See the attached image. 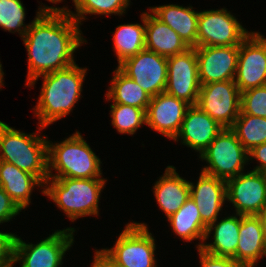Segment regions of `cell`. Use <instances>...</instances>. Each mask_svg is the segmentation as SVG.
<instances>
[{
	"instance_id": "cell-36",
	"label": "cell",
	"mask_w": 266,
	"mask_h": 267,
	"mask_svg": "<svg viewBox=\"0 0 266 267\" xmlns=\"http://www.w3.org/2000/svg\"><path fill=\"white\" fill-rule=\"evenodd\" d=\"M259 161V165L254 167L253 171L263 172L266 170V143L254 146L248 151V161L251 159Z\"/></svg>"
},
{
	"instance_id": "cell-32",
	"label": "cell",
	"mask_w": 266,
	"mask_h": 267,
	"mask_svg": "<svg viewBox=\"0 0 266 267\" xmlns=\"http://www.w3.org/2000/svg\"><path fill=\"white\" fill-rule=\"evenodd\" d=\"M239 114L266 118V85L241 92Z\"/></svg>"
},
{
	"instance_id": "cell-37",
	"label": "cell",
	"mask_w": 266,
	"mask_h": 267,
	"mask_svg": "<svg viewBox=\"0 0 266 267\" xmlns=\"http://www.w3.org/2000/svg\"><path fill=\"white\" fill-rule=\"evenodd\" d=\"M95 257L92 267H116L114 262L107 256L103 250H95Z\"/></svg>"
},
{
	"instance_id": "cell-31",
	"label": "cell",
	"mask_w": 266,
	"mask_h": 267,
	"mask_svg": "<svg viewBox=\"0 0 266 267\" xmlns=\"http://www.w3.org/2000/svg\"><path fill=\"white\" fill-rule=\"evenodd\" d=\"M25 15L21 0H0V27L3 30L11 33L17 31L23 38L31 25L30 23L24 24Z\"/></svg>"
},
{
	"instance_id": "cell-33",
	"label": "cell",
	"mask_w": 266,
	"mask_h": 267,
	"mask_svg": "<svg viewBox=\"0 0 266 267\" xmlns=\"http://www.w3.org/2000/svg\"><path fill=\"white\" fill-rule=\"evenodd\" d=\"M201 267H245L234 258L218 257L198 249Z\"/></svg>"
},
{
	"instance_id": "cell-14",
	"label": "cell",
	"mask_w": 266,
	"mask_h": 267,
	"mask_svg": "<svg viewBox=\"0 0 266 267\" xmlns=\"http://www.w3.org/2000/svg\"><path fill=\"white\" fill-rule=\"evenodd\" d=\"M226 194L236 214H259L266 207V181L263 173L252 170L226 180Z\"/></svg>"
},
{
	"instance_id": "cell-41",
	"label": "cell",
	"mask_w": 266,
	"mask_h": 267,
	"mask_svg": "<svg viewBox=\"0 0 266 267\" xmlns=\"http://www.w3.org/2000/svg\"><path fill=\"white\" fill-rule=\"evenodd\" d=\"M13 265H14V262H11L10 264H6V265L0 266V267H13Z\"/></svg>"
},
{
	"instance_id": "cell-42",
	"label": "cell",
	"mask_w": 266,
	"mask_h": 267,
	"mask_svg": "<svg viewBox=\"0 0 266 267\" xmlns=\"http://www.w3.org/2000/svg\"><path fill=\"white\" fill-rule=\"evenodd\" d=\"M3 85H4L3 80H0V89H1V86Z\"/></svg>"
},
{
	"instance_id": "cell-34",
	"label": "cell",
	"mask_w": 266,
	"mask_h": 267,
	"mask_svg": "<svg viewBox=\"0 0 266 267\" xmlns=\"http://www.w3.org/2000/svg\"><path fill=\"white\" fill-rule=\"evenodd\" d=\"M20 212L21 209L0 186V224L10 221Z\"/></svg>"
},
{
	"instance_id": "cell-19",
	"label": "cell",
	"mask_w": 266,
	"mask_h": 267,
	"mask_svg": "<svg viewBox=\"0 0 266 267\" xmlns=\"http://www.w3.org/2000/svg\"><path fill=\"white\" fill-rule=\"evenodd\" d=\"M149 11L162 23L172 28L189 48L197 47L199 12L193 10V7L168 4L150 7Z\"/></svg>"
},
{
	"instance_id": "cell-22",
	"label": "cell",
	"mask_w": 266,
	"mask_h": 267,
	"mask_svg": "<svg viewBox=\"0 0 266 267\" xmlns=\"http://www.w3.org/2000/svg\"><path fill=\"white\" fill-rule=\"evenodd\" d=\"M154 196L165 216L170 217L190 198L189 181L180 177L174 166H167L164 175L153 186Z\"/></svg>"
},
{
	"instance_id": "cell-28",
	"label": "cell",
	"mask_w": 266,
	"mask_h": 267,
	"mask_svg": "<svg viewBox=\"0 0 266 267\" xmlns=\"http://www.w3.org/2000/svg\"><path fill=\"white\" fill-rule=\"evenodd\" d=\"M230 129L247 151L254 146L266 143V118L264 117L239 114Z\"/></svg>"
},
{
	"instance_id": "cell-11",
	"label": "cell",
	"mask_w": 266,
	"mask_h": 267,
	"mask_svg": "<svg viewBox=\"0 0 266 267\" xmlns=\"http://www.w3.org/2000/svg\"><path fill=\"white\" fill-rule=\"evenodd\" d=\"M200 86L195 48H188L183 53L167 58L165 93L183 100L190 106L197 105Z\"/></svg>"
},
{
	"instance_id": "cell-39",
	"label": "cell",
	"mask_w": 266,
	"mask_h": 267,
	"mask_svg": "<svg viewBox=\"0 0 266 267\" xmlns=\"http://www.w3.org/2000/svg\"><path fill=\"white\" fill-rule=\"evenodd\" d=\"M3 75H4V72L2 70V64L0 62V80H3V77H4Z\"/></svg>"
},
{
	"instance_id": "cell-2",
	"label": "cell",
	"mask_w": 266,
	"mask_h": 267,
	"mask_svg": "<svg viewBox=\"0 0 266 267\" xmlns=\"http://www.w3.org/2000/svg\"><path fill=\"white\" fill-rule=\"evenodd\" d=\"M86 71V68L74 63L67 68L42 75L41 93L33 108L39 120V131L70 114L81 97Z\"/></svg>"
},
{
	"instance_id": "cell-30",
	"label": "cell",
	"mask_w": 266,
	"mask_h": 267,
	"mask_svg": "<svg viewBox=\"0 0 266 267\" xmlns=\"http://www.w3.org/2000/svg\"><path fill=\"white\" fill-rule=\"evenodd\" d=\"M112 125L121 134L134 135L142 124H146V112L138 107L113 103L110 105Z\"/></svg>"
},
{
	"instance_id": "cell-38",
	"label": "cell",
	"mask_w": 266,
	"mask_h": 267,
	"mask_svg": "<svg viewBox=\"0 0 266 267\" xmlns=\"http://www.w3.org/2000/svg\"><path fill=\"white\" fill-rule=\"evenodd\" d=\"M257 217L260 220L261 227H262L263 240L266 244V207L259 214H257Z\"/></svg>"
},
{
	"instance_id": "cell-43",
	"label": "cell",
	"mask_w": 266,
	"mask_h": 267,
	"mask_svg": "<svg viewBox=\"0 0 266 267\" xmlns=\"http://www.w3.org/2000/svg\"><path fill=\"white\" fill-rule=\"evenodd\" d=\"M266 181V170L262 172Z\"/></svg>"
},
{
	"instance_id": "cell-29",
	"label": "cell",
	"mask_w": 266,
	"mask_h": 267,
	"mask_svg": "<svg viewBox=\"0 0 266 267\" xmlns=\"http://www.w3.org/2000/svg\"><path fill=\"white\" fill-rule=\"evenodd\" d=\"M129 5L130 0H76L74 5L76 13L70 11L69 15L81 24V20H85L84 15L86 14L122 16Z\"/></svg>"
},
{
	"instance_id": "cell-24",
	"label": "cell",
	"mask_w": 266,
	"mask_h": 267,
	"mask_svg": "<svg viewBox=\"0 0 266 267\" xmlns=\"http://www.w3.org/2000/svg\"><path fill=\"white\" fill-rule=\"evenodd\" d=\"M0 186L21 210L31 203L30 196L35 186L44 188V184L36 176L2 160H0Z\"/></svg>"
},
{
	"instance_id": "cell-25",
	"label": "cell",
	"mask_w": 266,
	"mask_h": 267,
	"mask_svg": "<svg viewBox=\"0 0 266 267\" xmlns=\"http://www.w3.org/2000/svg\"><path fill=\"white\" fill-rule=\"evenodd\" d=\"M113 73L111 85L105 94L107 101L138 107L146 112L152 97L118 67Z\"/></svg>"
},
{
	"instance_id": "cell-40",
	"label": "cell",
	"mask_w": 266,
	"mask_h": 267,
	"mask_svg": "<svg viewBox=\"0 0 266 267\" xmlns=\"http://www.w3.org/2000/svg\"><path fill=\"white\" fill-rule=\"evenodd\" d=\"M47 1H49V2H52V3H60L61 1H63V0H47ZM75 2H76V0H73V3H74V5H75Z\"/></svg>"
},
{
	"instance_id": "cell-16",
	"label": "cell",
	"mask_w": 266,
	"mask_h": 267,
	"mask_svg": "<svg viewBox=\"0 0 266 267\" xmlns=\"http://www.w3.org/2000/svg\"><path fill=\"white\" fill-rule=\"evenodd\" d=\"M189 104L165 92L151 98L146 111V125L167 138L174 139Z\"/></svg>"
},
{
	"instance_id": "cell-18",
	"label": "cell",
	"mask_w": 266,
	"mask_h": 267,
	"mask_svg": "<svg viewBox=\"0 0 266 267\" xmlns=\"http://www.w3.org/2000/svg\"><path fill=\"white\" fill-rule=\"evenodd\" d=\"M190 198L199 209L202 222L209 226L218 220V215L227 200L226 181L200 172L196 185L189 181Z\"/></svg>"
},
{
	"instance_id": "cell-8",
	"label": "cell",
	"mask_w": 266,
	"mask_h": 267,
	"mask_svg": "<svg viewBox=\"0 0 266 267\" xmlns=\"http://www.w3.org/2000/svg\"><path fill=\"white\" fill-rule=\"evenodd\" d=\"M74 228L57 230L37 244H27L16 235L13 262L21 267H59L74 242Z\"/></svg>"
},
{
	"instance_id": "cell-12",
	"label": "cell",
	"mask_w": 266,
	"mask_h": 267,
	"mask_svg": "<svg viewBox=\"0 0 266 267\" xmlns=\"http://www.w3.org/2000/svg\"><path fill=\"white\" fill-rule=\"evenodd\" d=\"M240 93L266 85V38L252 32L239 45L234 79Z\"/></svg>"
},
{
	"instance_id": "cell-10",
	"label": "cell",
	"mask_w": 266,
	"mask_h": 267,
	"mask_svg": "<svg viewBox=\"0 0 266 267\" xmlns=\"http://www.w3.org/2000/svg\"><path fill=\"white\" fill-rule=\"evenodd\" d=\"M241 93L234 80L200 86L197 106L223 128H231L241 110Z\"/></svg>"
},
{
	"instance_id": "cell-21",
	"label": "cell",
	"mask_w": 266,
	"mask_h": 267,
	"mask_svg": "<svg viewBox=\"0 0 266 267\" xmlns=\"http://www.w3.org/2000/svg\"><path fill=\"white\" fill-rule=\"evenodd\" d=\"M264 256L266 244L259 218L257 215H242L234 259L245 267H254Z\"/></svg>"
},
{
	"instance_id": "cell-6",
	"label": "cell",
	"mask_w": 266,
	"mask_h": 267,
	"mask_svg": "<svg viewBox=\"0 0 266 267\" xmlns=\"http://www.w3.org/2000/svg\"><path fill=\"white\" fill-rule=\"evenodd\" d=\"M155 239L145 223H128L110 249H102L116 267H157Z\"/></svg>"
},
{
	"instance_id": "cell-26",
	"label": "cell",
	"mask_w": 266,
	"mask_h": 267,
	"mask_svg": "<svg viewBox=\"0 0 266 267\" xmlns=\"http://www.w3.org/2000/svg\"><path fill=\"white\" fill-rule=\"evenodd\" d=\"M167 220L170 222L173 232L181 239L188 242L199 239L204 242L207 226L202 222L199 209L191 198Z\"/></svg>"
},
{
	"instance_id": "cell-9",
	"label": "cell",
	"mask_w": 266,
	"mask_h": 267,
	"mask_svg": "<svg viewBox=\"0 0 266 267\" xmlns=\"http://www.w3.org/2000/svg\"><path fill=\"white\" fill-rule=\"evenodd\" d=\"M250 33L225 8L199 12L197 46L240 45Z\"/></svg>"
},
{
	"instance_id": "cell-15",
	"label": "cell",
	"mask_w": 266,
	"mask_h": 267,
	"mask_svg": "<svg viewBox=\"0 0 266 267\" xmlns=\"http://www.w3.org/2000/svg\"><path fill=\"white\" fill-rule=\"evenodd\" d=\"M195 49L200 85L235 79L239 45L197 46Z\"/></svg>"
},
{
	"instance_id": "cell-4",
	"label": "cell",
	"mask_w": 266,
	"mask_h": 267,
	"mask_svg": "<svg viewBox=\"0 0 266 267\" xmlns=\"http://www.w3.org/2000/svg\"><path fill=\"white\" fill-rule=\"evenodd\" d=\"M106 181L102 177L48 178L42 193L52 199L56 206L74 222L79 217L99 214V198Z\"/></svg>"
},
{
	"instance_id": "cell-13",
	"label": "cell",
	"mask_w": 266,
	"mask_h": 267,
	"mask_svg": "<svg viewBox=\"0 0 266 267\" xmlns=\"http://www.w3.org/2000/svg\"><path fill=\"white\" fill-rule=\"evenodd\" d=\"M151 97L163 93L167 84V58L144 49L117 66Z\"/></svg>"
},
{
	"instance_id": "cell-17",
	"label": "cell",
	"mask_w": 266,
	"mask_h": 267,
	"mask_svg": "<svg viewBox=\"0 0 266 267\" xmlns=\"http://www.w3.org/2000/svg\"><path fill=\"white\" fill-rule=\"evenodd\" d=\"M224 128L199 106L191 105L186 110L181 128L173 139L201 153Z\"/></svg>"
},
{
	"instance_id": "cell-35",
	"label": "cell",
	"mask_w": 266,
	"mask_h": 267,
	"mask_svg": "<svg viewBox=\"0 0 266 267\" xmlns=\"http://www.w3.org/2000/svg\"><path fill=\"white\" fill-rule=\"evenodd\" d=\"M16 234L0 232V266L13 262Z\"/></svg>"
},
{
	"instance_id": "cell-7",
	"label": "cell",
	"mask_w": 266,
	"mask_h": 267,
	"mask_svg": "<svg viewBox=\"0 0 266 267\" xmlns=\"http://www.w3.org/2000/svg\"><path fill=\"white\" fill-rule=\"evenodd\" d=\"M199 158L209 165L202 172L225 181L243 173L244 166L249 162L248 151L230 128H224Z\"/></svg>"
},
{
	"instance_id": "cell-27",
	"label": "cell",
	"mask_w": 266,
	"mask_h": 267,
	"mask_svg": "<svg viewBox=\"0 0 266 267\" xmlns=\"http://www.w3.org/2000/svg\"><path fill=\"white\" fill-rule=\"evenodd\" d=\"M141 20L143 25L129 23L117 26L113 34V45L118 65L145 49V12L141 14Z\"/></svg>"
},
{
	"instance_id": "cell-23",
	"label": "cell",
	"mask_w": 266,
	"mask_h": 267,
	"mask_svg": "<svg viewBox=\"0 0 266 267\" xmlns=\"http://www.w3.org/2000/svg\"><path fill=\"white\" fill-rule=\"evenodd\" d=\"M189 47L167 24L145 12V49L166 58L183 53Z\"/></svg>"
},
{
	"instance_id": "cell-5",
	"label": "cell",
	"mask_w": 266,
	"mask_h": 267,
	"mask_svg": "<svg viewBox=\"0 0 266 267\" xmlns=\"http://www.w3.org/2000/svg\"><path fill=\"white\" fill-rule=\"evenodd\" d=\"M48 142L49 178L89 179L102 177L101 160L80 132L60 143ZM56 171L52 174V169Z\"/></svg>"
},
{
	"instance_id": "cell-20",
	"label": "cell",
	"mask_w": 266,
	"mask_h": 267,
	"mask_svg": "<svg viewBox=\"0 0 266 267\" xmlns=\"http://www.w3.org/2000/svg\"><path fill=\"white\" fill-rule=\"evenodd\" d=\"M241 218L242 215L236 214L211 223L206 228L204 241L210 237L209 235L214 229L212 243H199L197 249H202L206 253L218 257L234 258L239 240Z\"/></svg>"
},
{
	"instance_id": "cell-1",
	"label": "cell",
	"mask_w": 266,
	"mask_h": 267,
	"mask_svg": "<svg viewBox=\"0 0 266 267\" xmlns=\"http://www.w3.org/2000/svg\"><path fill=\"white\" fill-rule=\"evenodd\" d=\"M67 7L41 6L23 39L28 52L26 85L33 87L38 78L75 63L73 53L82 43L80 24Z\"/></svg>"
},
{
	"instance_id": "cell-3",
	"label": "cell",
	"mask_w": 266,
	"mask_h": 267,
	"mask_svg": "<svg viewBox=\"0 0 266 267\" xmlns=\"http://www.w3.org/2000/svg\"><path fill=\"white\" fill-rule=\"evenodd\" d=\"M47 137L26 134L0 121V160L36 176L43 184L49 178Z\"/></svg>"
}]
</instances>
